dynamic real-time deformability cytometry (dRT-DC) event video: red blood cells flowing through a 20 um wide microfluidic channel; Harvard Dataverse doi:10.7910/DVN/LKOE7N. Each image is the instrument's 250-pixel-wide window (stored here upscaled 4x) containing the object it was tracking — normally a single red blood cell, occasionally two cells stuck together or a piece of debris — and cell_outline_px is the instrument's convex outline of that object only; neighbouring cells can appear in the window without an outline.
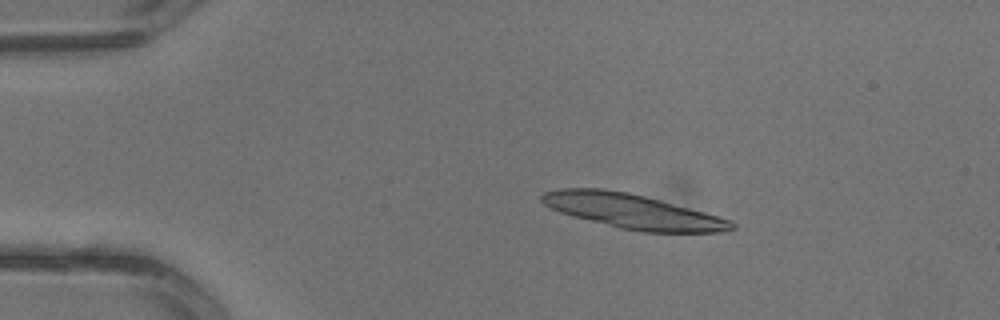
{"species": "common noctule bat (a hibernating species)", "species_latin": "Nyctalus noctula", "temperature_condition": "warm", "stored_images_in_passage": 3, "segment_of_instrument_passage": [1, 2], "camera_frame_rate_fps": 3000, "um_per_image_px": 0.085, "animal": {"sex": "male", "body_mass_g": 13.3}, "frame": {"image": 1, "passage_image": 1, "time_ms": 0.0, "image_size_px": [1000, 320], "cell_outline_px": [[736, 228], [724, 232], [640, 232], [620, 228], [560, 212], [544, 204], [540, 200], [540, 196], [544, 192], [560, 188], [604, 188], [628, 192], [660, 200], [704, 212], [732, 220], [736, 224]], "centroid_in_image_um": [53.79, 17.96], "position_along_channel_um": 31.2, "area_um2": 38.03}}